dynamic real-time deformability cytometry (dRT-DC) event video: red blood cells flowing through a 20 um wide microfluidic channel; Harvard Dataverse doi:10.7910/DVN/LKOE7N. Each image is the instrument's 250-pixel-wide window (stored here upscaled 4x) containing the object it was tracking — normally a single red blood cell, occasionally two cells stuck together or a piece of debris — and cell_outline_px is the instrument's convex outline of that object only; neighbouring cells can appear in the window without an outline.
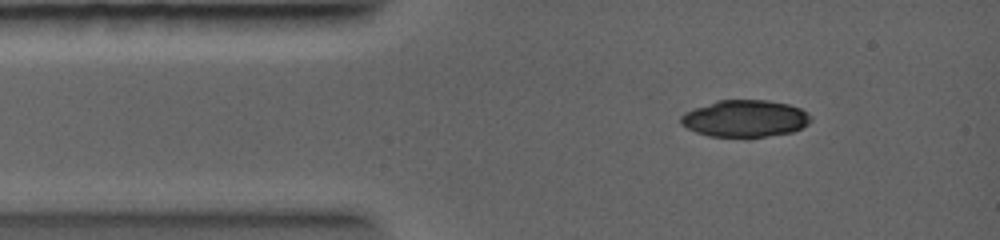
{"species": "common noctule bat (a hibernating species)", "species_latin": "Nyctalus noctula", "temperature_condition": "warm", "stored_images_in_passage": 2, "camera_frame_rate_fps": 5000, "um_per_image_px": 0.085, "animal": {"sex": "female", "body_mass_g": 19.0, "forearm_length_mm": 56.7}, "frame": {"image": 1, "passage_image": 1, "time_ms": 0.0, "image_size_px": [1000, 240], "cell_outline_px": [[812, 120], [808, 124], [792, 132], [764, 136], [708, 136], [696, 132], [680, 124], [680, 116], [684, 112], [716, 100], [768, 100], [788, 104], [800, 108], [808, 112], [812, 116]], "centroid_in_image_um": [63.33, 10.06], "position_along_channel_um": 21.7, "area_um2": 27.92}}